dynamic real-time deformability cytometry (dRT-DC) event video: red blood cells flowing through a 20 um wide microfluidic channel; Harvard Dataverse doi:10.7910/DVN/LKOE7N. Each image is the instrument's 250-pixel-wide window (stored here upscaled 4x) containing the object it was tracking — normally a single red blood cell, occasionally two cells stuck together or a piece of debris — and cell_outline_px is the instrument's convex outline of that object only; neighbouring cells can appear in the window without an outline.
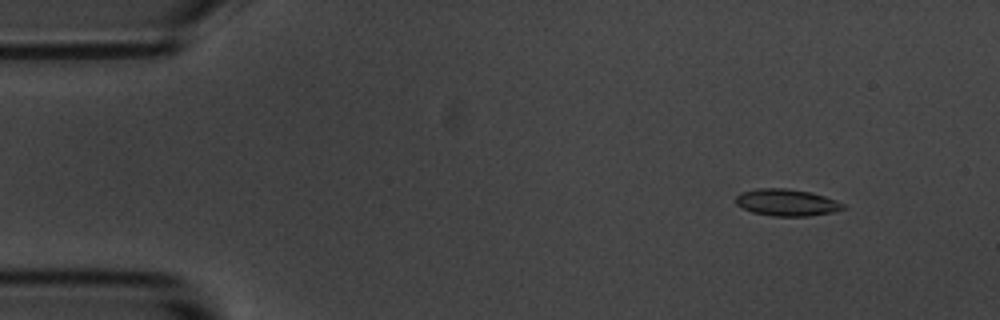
{"species": "common noctule bat (a hibernating species)", "species_latin": "Nyctalus noctula", "temperature_condition": "room temperature", "stored_images_in_passage": 5, "camera_frame_rate_fps": 3000, "um_per_image_px": 0.085, "animal": {"sex": "male", "body_mass_g": 20.1, "forearm_length_mm": 53.5}, "frame": {"image": 1, "passage_image": 1, "time_ms": 0.0, "image_size_px": [1000, 320], "cell_outline_px": [[848, 208], [832, 212], [808, 216], [772, 216], [752, 212], [736, 204], [736, 196], [740, 192], [760, 188], [788, 188], [812, 192], [836, 200], [844, 204]], "centroid_in_image_um": [66.89, 17.21], "position_along_channel_um": 18.1, "area_um2": 16.88}}
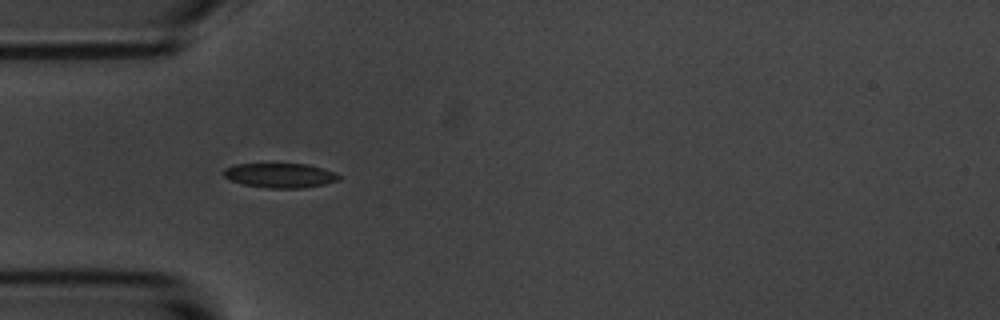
{"frame": {"image": 2, "passage_image": 4, "time_ms": 3.667, "image_size_px": [1000, 320], "cell_outline_px": [[340, 180], [324, 184], [300, 188], [268, 188], [244, 184], [232, 180], [224, 176], [220, 172], [224, 168], [232, 164], [308, 164], [324, 168], [336, 172], [340, 176]], "centroid_in_image_um": [23.8, 14.9], "position_along_channel_um": 61.2, "area_um2": 16.59}}